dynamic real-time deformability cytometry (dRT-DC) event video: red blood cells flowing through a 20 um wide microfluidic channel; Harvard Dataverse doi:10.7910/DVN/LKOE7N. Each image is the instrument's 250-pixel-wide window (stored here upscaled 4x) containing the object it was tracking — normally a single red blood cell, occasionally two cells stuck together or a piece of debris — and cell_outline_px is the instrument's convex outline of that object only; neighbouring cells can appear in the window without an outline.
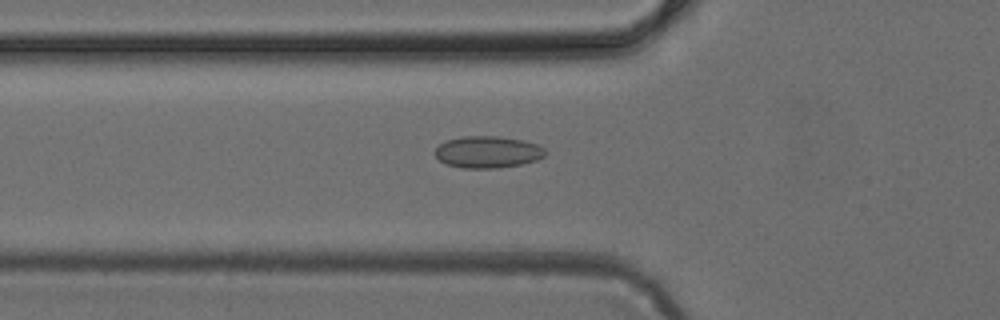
{"species": "common noctule bat (a hibernating species)", "species_latin": "Nyctalus noctula", "temperature_condition": "cold", "stored_images_in_passage": 48, "camera_frame_rate_fps": 3000, "um_per_image_px": 0.085, "animal": {"sex": "female", "body_mass_g": 24.6, "forearm_length_mm": 56.2}, "frame": {"image": 1, "passage_image": 17, "time_ms": 5.333, "image_size_px": [1000, 320], "cell_outline_px": [[548, 152], [544, 156], [536, 160], [520, 164], [496, 168], [464, 168], [448, 164], [440, 160], [436, 156], [436, 148], [444, 140], [460, 136], [500, 136], [524, 140], [536, 144], [544, 148]], "centroid_in_image_um": [41.47, 12.9], "position_along_channel_um": 84.3, "area_um2": 20.46}}
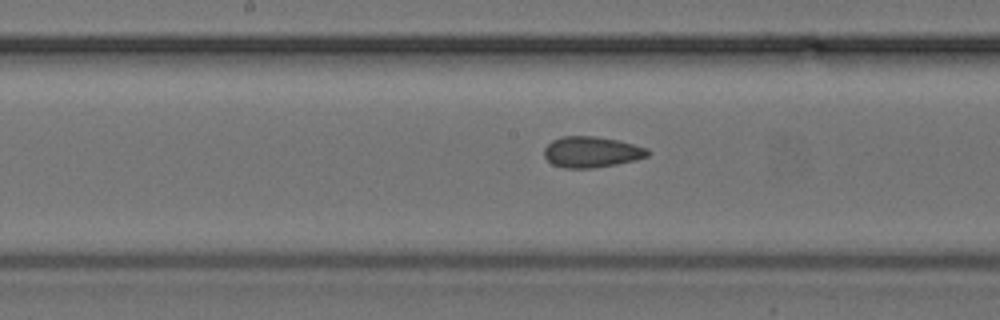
{"frame": {"image": 2, "passage_image": 25, "time_ms": 8.0, "image_size_px": [1000, 320], "cell_outline_px": [[652, 152], [648, 156], [636, 160], [616, 164], [592, 168], [564, 168], [552, 164], [544, 156], [544, 148], [552, 140], [560, 136], [596, 136], [616, 140], [648, 148]], "centroid_in_image_um": [50.28, 12.92], "position_along_channel_um": 197.9, "area_um2": 18.73}}
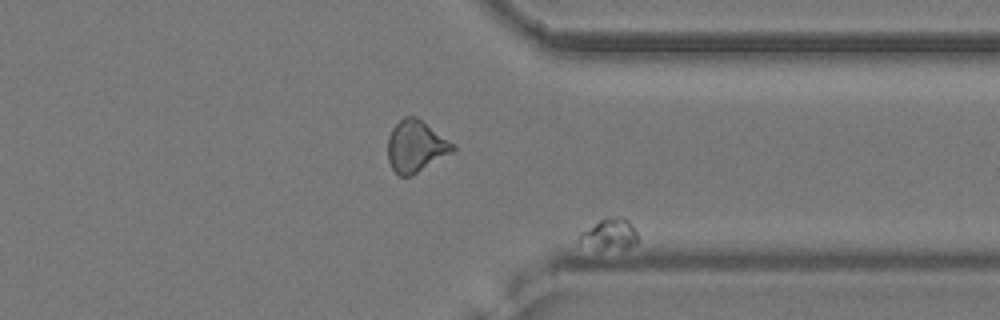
{"frame": {"image": 3, "passage_image": 38, "time_ms": 12.333, "image_size_px": [1000, 320], "cell_outline_px": [[640, 240], [636, 244], [628, 248], [600, 248], [580, 240], [580, 232], [600, 220], [616, 216], [624, 216], [628, 220], [636, 232]], "centroid_in_image_um": [51.92, 19.86], "position_along_channel_um": 359.5, "area_um2": 10.12}}